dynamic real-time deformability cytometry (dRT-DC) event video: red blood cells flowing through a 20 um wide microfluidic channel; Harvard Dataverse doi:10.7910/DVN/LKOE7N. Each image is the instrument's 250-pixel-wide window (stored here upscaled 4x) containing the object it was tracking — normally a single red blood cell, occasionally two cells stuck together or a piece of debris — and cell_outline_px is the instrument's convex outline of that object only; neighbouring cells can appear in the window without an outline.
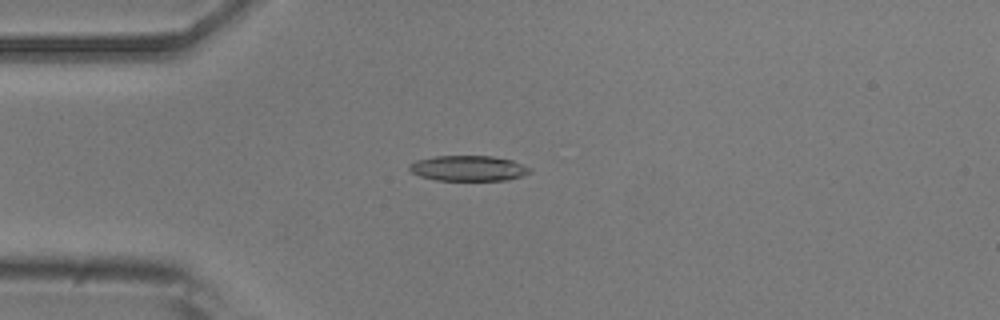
{"species": "common noctule bat (a hibernating species)", "species_latin": "Nyctalus noctula", "temperature_condition": "room temperature", "stored_images_in_passage": 1, "camera_frame_rate_fps": 3000, "um_per_image_px": 0.085, "animal": {"sex": "male", "body_mass_g": 20.5, "forearm_length_mm": 52.5}, "frame": {"image": 1, "passage_image": 1, "time_ms": 0.0, "image_size_px": [1000, 320], "cell_outline_px": [[532, 172], [524, 176], [508, 180], [436, 180], [420, 176], [412, 172], [408, 168], [408, 164], [416, 160], [436, 156], [492, 156], [512, 160], [532, 168]], "centroid_in_image_um": [39.84, 14.3], "position_along_channel_um": 45.2, "area_um2": 17.98}}